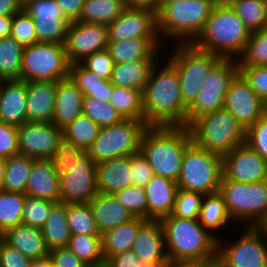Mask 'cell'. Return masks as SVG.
Returning a JSON list of instances; mask_svg holds the SVG:
<instances>
[{"mask_svg": "<svg viewBox=\"0 0 267 267\" xmlns=\"http://www.w3.org/2000/svg\"><path fill=\"white\" fill-rule=\"evenodd\" d=\"M142 97L148 126H187L188 106L182 100L177 69L169 61L158 74L153 67Z\"/></svg>", "mask_w": 267, "mask_h": 267, "instance_id": "cell-1", "label": "cell"}, {"mask_svg": "<svg viewBox=\"0 0 267 267\" xmlns=\"http://www.w3.org/2000/svg\"><path fill=\"white\" fill-rule=\"evenodd\" d=\"M192 142L187 126H148L140 153L148 160L154 175L177 181L187 146Z\"/></svg>", "mask_w": 267, "mask_h": 267, "instance_id": "cell-2", "label": "cell"}, {"mask_svg": "<svg viewBox=\"0 0 267 267\" xmlns=\"http://www.w3.org/2000/svg\"><path fill=\"white\" fill-rule=\"evenodd\" d=\"M251 32L225 0L214 6L205 27L192 44L221 59L243 54Z\"/></svg>", "mask_w": 267, "mask_h": 267, "instance_id": "cell-3", "label": "cell"}, {"mask_svg": "<svg viewBox=\"0 0 267 267\" xmlns=\"http://www.w3.org/2000/svg\"><path fill=\"white\" fill-rule=\"evenodd\" d=\"M167 255L170 261L193 262L217 251V240L208 233L198 219H186L172 215L161 219Z\"/></svg>", "mask_w": 267, "mask_h": 267, "instance_id": "cell-4", "label": "cell"}, {"mask_svg": "<svg viewBox=\"0 0 267 267\" xmlns=\"http://www.w3.org/2000/svg\"><path fill=\"white\" fill-rule=\"evenodd\" d=\"M218 2L219 0H182L162 4L156 12L158 34L161 32L165 36L185 39L183 43L191 44L204 29Z\"/></svg>", "mask_w": 267, "mask_h": 267, "instance_id": "cell-5", "label": "cell"}, {"mask_svg": "<svg viewBox=\"0 0 267 267\" xmlns=\"http://www.w3.org/2000/svg\"><path fill=\"white\" fill-rule=\"evenodd\" d=\"M188 128L196 145L221 156L246 143L247 130L225 108L200 116Z\"/></svg>", "mask_w": 267, "mask_h": 267, "instance_id": "cell-6", "label": "cell"}, {"mask_svg": "<svg viewBox=\"0 0 267 267\" xmlns=\"http://www.w3.org/2000/svg\"><path fill=\"white\" fill-rule=\"evenodd\" d=\"M222 176V156L192 141L185 150L176 182L179 189L208 195L219 192Z\"/></svg>", "mask_w": 267, "mask_h": 267, "instance_id": "cell-7", "label": "cell"}, {"mask_svg": "<svg viewBox=\"0 0 267 267\" xmlns=\"http://www.w3.org/2000/svg\"><path fill=\"white\" fill-rule=\"evenodd\" d=\"M219 193L231 218L250 219V226L267 222V180L253 183L221 180Z\"/></svg>", "mask_w": 267, "mask_h": 267, "instance_id": "cell-8", "label": "cell"}, {"mask_svg": "<svg viewBox=\"0 0 267 267\" xmlns=\"http://www.w3.org/2000/svg\"><path fill=\"white\" fill-rule=\"evenodd\" d=\"M148 128L145 121L124 119L121 123L100 127L88 154L97 164L140 152L141 139Z\"/></svg>", "mask_w": 267, "mask_h": 267, "instance_id": "cell-9", "label": "cell"}, {"mask_svg": "<svg viewBox=\"0 0 267 267\" xmlns=\"http://www.w3.org/2000/svg\"><path fill=\"white\" fill-rule=\"evenodd\" d=\"M69 72L64 44L37 42L24 47L20 80L58 81L69 77Z\"/></svg>", "mask_w": 267, "mask_h": 267, "instance_id": "cell-10", "label": "cell"}, {"mask_svg": "<svg viewBox=\"0 0 267 267\" xmlns=\"http://www.w3.org/2000/svg\"><path fill=\"white\" fill-rule=\"evenodd\" d=\"M180 42L169 62L177 69L182 100L189 106L198 95L210 70L221 58L196 48L192 43H182L181 39Z\"/></svg>", "mask_w": 267, "mask_h": 267, "instance_id": "cell-11", "label": "cell"}, {"mask_svg": "<svg viewBox=\"0 0 267 267\" xmlns=\"http://www.w3.org/2000/svg\"><path fill=\"white\" fill-rule=\"evenodd\" d=\"M220 59L205 78L195 100L187 107V127L202 115L223 108L230 82L239 72L238 62Z\"/></svg>", "mask_w": 267, "mask_h": 267, "instance_id": "cell-12", "label": "cell"}, {"mask_svg": "<svg viewBox=\"0 0 267 267\" xmlns=\"http://www.w3.org/2000/svg\"><path fill=\"white\" fill-rule=\"evenodd\" d=\"M60 202L67 205L87 204L98 193L96 163L87 152L59 176Z\"/></svg>", "mask_w": 267, "mask_h": 267, "instance_id": "cell-13", "label": "cell"}, {"mask_svg": "<svg viewBox=\"0 0 267 267\" xmlns=\"http://www.w3.org/2000/svg\"><path fill=\"white\" fill-rule=\"evenodd\" d=\"M262 237L267 239V231L263 226L249 225L235 244L222 248L217 240V251L228 267H267V244Z\"/></svg>", "mask_w": 267, "mask_h": 267, "instance_id": "cell-14", "label": "cell"}, {"mask_svg": "<svg viewBox=\"0 0 267 267\" xmlns=\"http://www.w3.org/2000/svg\"><path fill=\"white\" fill-rule=\"evenodd\" d=\"M23 9L33 18L38 42L65 44L70 22L56 0H26Z\"/></svg>", "mask_w": 267, "mask_h": 267, "instance_id": "cell-15", "label": "cell"}, {"mask_svg": "<svg viewBox=\"0 0 267 267\" xmlns=\"http://www.w3.org/2000/svg\"><path fill=\"white\" fill-rule=\"evenodd\" d=\"M222 172L221 180L241 183L267 180V159L243 143L222 156Z\"/></svg>", "mask_w": 267, "mask_h": 267, "instance_id": "cell-16", "label": "cell"}, {"mask_svg": "<svg viewBox=\"0 0 267 267\" xmlns=\"http://www.w3.org/2000/svg\"><path fill=\"white\" fill-rule=\"evenodd\" d=\"M223 108L228 110L246 130L264 115V101L252 90L240 72L230 82Z\"/></svg>", "mask_w": 267, "mask_h": 267, "instance_id": "cell-17", "label": "cell"}, {"mask_svg": "<svg viewBox=\"0 0 267 267\" xmlns=\"http://www.w3.org/2000/svg\"><path fill=\"white\" fill-rule=\"evenodd\" d=\"M65 51L70 64L81 63L94 52L108 46V26L84 22H71L65 41Z\"/></svg>", "mask_w": 267, "mask_h": 267, "instance_id": "cell-18", "label": "cell"}, {"mask_svg": "<svg viewBox=\"0 0 267 267\" xmlns=\"http://www.w3.org/2000/svg\"><path fill=\"white\" fill-rule=\"evenodd\" d=\"M62 137V130L52 122L26 121L18 126L19 154L35 159H50Z\"/></svg>", "mask_w": 267, "mask_h": 267, "instance_id": "cell-19", "label": "cell"}, {"mask_svg": "<svg viewBox=\"0 0 267 267\" xmlns=\"http://www.w3.org/2000/svg\"><path fill=\"white\" fill-rule=\"evenodd\" d=\"M156 12L146 8L126 7L108 25V42H118L131 38H157Z\"/></svg>", "mask_w": 267, "mask_h": 267, "instance_id": "cell-20", "label": "cell"}, {"mask_svg": "<svg viewBox=\"0 0 267 267\" xmlns=\"http://www.w3.org/2000/svg\"><path fill=\"white\" fill-rule=\"evenodd\" d=\"M165 243L161 220L147 219L139 227L131 250L146 263H167Z\"/></svg>", "mask_w": 267, "mask_h": 267, "instance_id": "cell-21", "label": "cell"}, {"mask_svg": "<svg viewBox=\"0 0 267 267\" xmlns=\"http://www.w3.org/2000/svg\"><path fill=\"white\" fill-rule=\"evenodd\" d=\"M84 95L69 76L57 81L52 123L63 130L83 113Z\"/></svg>", "mask_w": 267, "mask_h": 267, "instance_id": "cell-22", "label": "cell"}, {"mask_svg": "<svg viewBox=\"0 0 267 267\" xmlns=\"http://www.w3.org/2000/svg\"><path fill=\"white\" fill-rule=\"evenodd\" d=\"M57 81L26 82V121L52 122Z\"/></svg>", "mask_w": 267, "mask_h": 267, "instance_id": "cell-23", "label": "cell"}, {"mask_svg": "<svg viewBox=\"0 0 267 267\" xmlns=\"http://www.w3.org/2000/svg\"><path fill=\"white\" fill-rule=\"evenodd\" d=\"M178 189L177 182L173 179L154 175L144 187L147 197V219L161 220L171 215Z\"/></svg>", "mask_w": 267, "mask_h": 267, "instance_id": "cell-24", "label": "cell"}, {"mask_svg": "<svg viewBox=\"0 0 267 267\" xmlns=\"http://www.w3.org/2000/svg\"><path fill=\"white\" fill-rule=\"evenodd\" d=\"M26 107V81L5 80L0 89V122L21 126L26 122Z\"/></svg>", "mask_w": 267, "mask_h": 267, "instance_id": "cell-25", "label": "cell"}, {"mask_svg": "<svg viewBox=\"0 0 267 267\" xmlns=\"http://www.w3.org/2000/svg\"><path fill=\"white\" fill-rule=\"evenodd\" d=\"M99 193L114 194L133 185L130 156L113 158L96 164Z\"/></svg>", "mask_w": 267, "mask_h": 267, "instance_id": "cell-26", "label": "cell"}, {"mask_svg": "<svg viewBox=\"0 0 267 267\" xmlns=\"http://www.w3.org/2000/svg\"><path fill=\"white\" fill-rule=\"evenodd\" d=\"M25 194L60 202L59 176L50 159L34 160Z\"/></svg>", "mask_w": 267, "mask_h": 267, "instance_id": "cell-27", "label": "cell"}, {"mask_svg": "<svg viewBox=\"0 0 267 267\" xmlns=\"http://www.w3.org/2000/svg\"><path fill=\"white\" fill-rule=\"evenodd\" d=\"M89 205L101 235L134 218L133 215L117 201L113 194L98 192L97 195L91 199Z\"/></svg>", "mask_w": 267, "mask_h": 267, "instance_id": "cell-28", "label": "cell"}, {"mask_svg": "<svg viewBox=\"0 0 267 267\" xmlns=\"http://www.w3.org/2000/svg\"><path fill=\"white\" fill-rule=\"evenodd\" d=\"M5 242L30 259L47 257L48 249L40 228L19 224L3 233Z\"/></svg>", "mask_w": 267, "mask_h": 267, "instance_id": "cell-29", "label": "cell"}, {"mask_svg": "<svg viewBox=\"0 0 267 267\" xmlns=\"http://www.w3.org/2000/svg\"><path fill=\"white\" fill-rule=\"evenodd\" d=\"M159 42L158 38H131L108 42L106 49L113 58L114 64L137 60H156Z\"/></svg>", "mask_w": 267, "mask_h": 267, "instance_id": "cell-30", "label": "cell"}, {"mask_svg": "<svg viewBox=\"0 0 267 267\" xmlns=\"http://www.w3.org/2000/svg\"><path fill=\"white\" fill-rule=\"evenodd\" d=\"M155 60H137L128 63L114 64L111 84L114 86L135 89L143 93L156 65Z\"/></svg>", "mask_w": 267, "mask_h": 267, "instance_id": "cell-31", "label": "cell"}, {"mask_svg": "<svg viewBox=\"0 0 267 267\" xmlns=\"http://www.w3.org/2000/svg\"><path fill=\"white\" fill-rule=\"evenodd\" d=\"M146 220L147 219L134 217L127 223L121 224L103 233L101 235L102 251L105 261L119 253L131 250L139 227Z\"/></svg>", "mask_w": 267, "mask_h": 267, "instance_id": "cell-32", "label": "cell"}, {"mask_svg": "<svg viewBox=\"0 0 267 267\" xmlns=\"http://www.w3.org/2000/svg\"><path fill=\"white\" fill-rule=\"evenodd\" d=\"M41 230L49 250L67 247L71 238L67 223V204L62 202L55 203Z\"/></svg>", "mask_w": 267, "mask_h": 267, "instance_id": "cell-33", "label": "cell"}, {"mask_svg": "<svg viewBox=\"0 0 267 267\" xmlns=\"http://www.w3.org/2000/svg\"><path fill=\"white\" fill-rule=\"evenodd\" d=\"M69 76L77 84L84 97L109 102L113 92L110 81L99 78L81 63L70 64Z\"/></svg>", "mask_w": 267, "mask_h": 267, "instance_id": "cell-34", "label": "cell"}, {"mask_svg": "<svg viewBox=\"0 0 267 267\" xmlns=\"http://www.w3.org/2000/svg\"><path fill=\"white\" fill-rule=\"evenodd\" d=\"M34 160L22 154L9 157L5 163L3 190L25 194Z\"/></svg>", "mask_w": 267, "mask_h": 267, "instance_id": "cell-35", "label": "cell"}, {"mask_svg": "<svg viewBox=\"0 0 267 267\" xmlns=\"http://www.w3.org/2000/svg\"><path fill=\"white\" fill-rule=\"evenodd\" d=\"M126 1L85 0L79 22L109 25L126 8Z\"/></svg>", "mask_w": 267, "mask_h": 267, "instance_id": "cell-36", "label": "cell"}, {"mask_svg": "<svg viewBox=\"0 0 267 267\" xmlns=\"http://www.w3.org/2000/svg\"><path fill=\"white\" fill-rule=\"evenodd\" d=\"M251 32L267 28V0H225Z\"/></svg>", "mask_w": 267, "mask_h": 267, "instance_id": "cell-37", "label": "cell"}, {"mask_svg": "<svg viewBox=\"0 0 267 267\" xmlns=\"http://www.w3.org/2000/svg\"><path fill=\"white\" fill-rule=\"evenodd\" d=\"M109 103L124 119L144 121L142 92L113 85Z\"/></svg>", "mask_w": 267, "mask_h": 267, "instance_id": "cell-38", "label": "cell"}, {"mask_svg": "<svg viewBox=\"0 0 267 267\" xmlns=\"http://www.w3.org/2000/svg\"><path fill=\"white\" fill-rule=\"evenodd\" d=\"M24 47L13 37L0 39V77L4 80H20Z\"/></svg>", "mask_w": 267, "mask_h": 267, "instance_id": "cell-39", "label": "cell"}, {"mask_svg": "<svg viewBox=\"0 0 267 267\" xmlns=\"http://www.w3.org/2000/svg\"><path fill=\"white\" fill-rule=\"evenodd\" d=\"M230 218L224 198L219 192L203 196L198 220L206 230L219 229Z\"/></svg>", "mask_w": 267, "mask_h": 267, "instance_id": "cell-40", "label": "cell"}, {"mask_svg": "<svg viewBox=\"0 0 267 267\" xmlns=\"http://www.w3.org/2000/svg\"><path fill=\"white\" fill-rule=\"evenodd\" d=\"M100 127L87 115H79L71 124L62 130V136L73 142L82 151L88 152L98 136Z\"/></svg>", "mask_w": 267, "mask_h": 267, "instance_id": "cell-41", "label": "cell"}, {"mask_svg": "<svg viewBox=\"0 0 267 267\" xmlns=\"http://www.w3.org/2000/svg\"><path fill=\"white\" fill-rule=\"evenodd\" d=\"M67 248L86 265H95L105 261L101 235H71Z\"/></svg>", "mask_w": 267, "mask_h": 267, "instance_id": "cell-42", "label": "cell"}, {"mask_svg": "<svg viewBox=\"0 0 267 267\" xmlns=\"http://www.w3.org/2000/svg\"><path fill=\"white\" fill-rule=\"evenodd\" d=\"M26 194L0 191V233L23 223V204Z\"/></svg>", "mask_w": 267, "mask_h": 267, "instance_id": "cell-43", "label": "cell"}, {"mask_svg": "<svg viewBox=\"0 0 267 267\" xmlns=\"http://www.w3.org/2000/svg\"><path fill=\"white\" fill-rule=\"evenodd\" d=\"M67 223L71 235H101L89 203L67 205Z\"/></svg>", "mask_w": 267, "mask_h": 267, "instance_id": "cell-44", "label": "cell"}, {"mask_svg": "<svg viewBox=\"0 0 267 267\" xmlns=\"http://www.w3.org/2000/svg\"><path fill=\"white\" fill-rule=\"evenodd\" d=\"M83 114L87 115L99 127L116 125L124 120L109 102L89 97L83 99Z\"/></svg>", "mask_w": 267, "mask_h": 267, "instance_id": "cell-45", "label": "cell"}, {"mask_svg": "<svg viewBox=\"0 0 267 267\" xmlns=\"http://www.w3.org/2000/svg\"><path fill=\"white\" fill-rule=\"evenodd\" d=\"M239 66L267 65V28L253 32L247 41Z\"/></svg>", "mask_w": 267, "mask_h": 267, "instance_id": "cell-46", "label": "cell"}, {"mask_svg": "<svg viewBox=\"0 0 267 267\" xmlns=\"http://www.w3.org/2000/svg\"><path fill=\"white\" fill-rule=\"evenodd\" d=\"M55 203L26 195L23 204V224L42 229Z\"/></svg>", "mask_w": 267, "mask_h": 267, "instance_id": "cell-47", "label": "cell"}, {"mask_svg": "<svg viewBox=\"0 0 267 267\" xmlns=\"http://www.w3.org/2000/svg\"><path fill=\"white\" fill-rule=\"evenodd\" d=\"M113 195L133 217L147 219V197L144 187L131 185Z\"/></svg>", "mask_w": 267, "mask_h": 267, "instance_id": "cell-48", "label": "cell"}, {"mask_svg": "<svg viewBox=\"0 0 267 267\" xmlns=\"http://www.w3.org/2000/svg\"><path fill=\"white\" fill-rule=\"evenodd\" d=\"M84 153L73 142L62 137L56 147V151L50 158L53 168L58 176H61L69 171V167L74 165L79 157Z\"/></svg>", "mask_w": 267, "mask_h": 267, "instance_id": "cell-49", "label": "cell"}, {"mask_svg": "<svg viewBox=\"0 0 267 267\" xmlns=\"http://www.w3.org/2000/svg\"><path fill=\"white\" fill-rule=\"evenodd\" d=\"M202 194L178 189L171 215L186 219H198Z\"/></svg>", "mask_w": 267, "mask_h": 267, "instance_id": "cell-50", "label": "cell"}, {"mask_svg": "<svg viewBox=\"0 0 267 267\" xmlns=\"http://www.w3.org/2000/svg\"><path fill=\"white\" fill-rule=\"evenodd\" d=\"M10 36L23 47L38 42L33 18L24 9L13 16Z\"/></svg>", "mask_w": 267, "mask_h": 267, "instance_id": "cell-51", "label": "cell"}, {"mask_svg": "<svg viewBox=\"0 0 267 267\" xmlns=\"http://www.w3.org/2000/svg\"><path fill=\"white\" fill-rule=\"evenodd\" d=\"M84 60L85 61H81V64L85 68L93 72L101 79H104L106 81L111 80L114 61L107 49L94 52Z\"/></svg>", "mask_w": 267, "mask_h": 267, "instance_id": "cell-52", "label": "cell"}, {"mask_svg": "<svg viewBox=\"0 0 267 267\" xmlns=\"http://www.w3.org/2000/svg\"><path fill=\"white\" fill-rule=\"evenodd\" d=\"M239 72L248 81L252 90L263 100H267V65L239 66Z\"/></svg>", "mask_w": 267, "mask_h": 267, "instance_id": "cell-53", "label": "cell"}, {"mask_svg": "<svg viewBox=\"0 0 267 267\" xmlns=\"http://www.w3.org/2000/svg\"><path fill=\"white\" fill-rule=\"evenodd\" d=\"M246 144L267 159V117L263 115L246 132Z\"/></svg>", "mask_w": 267, "mask_h": 267, "instance_id": "cell-54", "label": "cell"}, {"mask_svg": "<svg viewBox=\"0 0 267 267\" xmlns=\"http://www.w3.org/2000/svg\"><path fill=\"white\" fill-rule=\"evenodd\" d=\"M19 154L18 127L0 122V157L8 159Z\"/></svg>", "mask_w": 267, "mask_h": 267, "instance_id": "cell-55", "label": "cell"}, {"mask_svg": "<svg viewBox=\"0 0 267 267\" xmlns=\"http://www.w3.org/2000/svg\"><path fill=\"white\" fill-rule=\"evenodd\" d=\"M133 185L145 187L154 177L148 160L139 152L130 156Z\"/></svg>", "mask_w": 267, "mask_h": 267, "instance_id": "cell-56", "label": "cell"}, {"mask_svg": "<svg viewBox=\"0 0 267 267\" xmlns=\"http://www.w3.org/2000/svg\"><path fill=\"white\" fill-rule=\"evenodd\" d=\"M110 267H164L166 263H146L132 251L119 253L107 261Z\"/></svg>", "mask_w": 267, "mask_h": 267, "instance_id": "cell-57", "label": "cell"}, {"mask_svg": "<svg viewBox=\"0 0 267 267\" xmlns=\"http://www.w3.org/2000/svg\"><path fill=\"white\" fill-rule=\"evenodd\" d=\"M49 258L53 267H85L86 264L67 247L50 250Z\"/></svg>", "mask_w": 267, "mask_h": 267, "instance_id": "cell-58", "label": "cell"}, {"mask_svg": "<svg viewBox=\"0 0 267 267\" xmlns=\"http://www.w3.org/2000/svg\"><path fill=\"white\" fill-rule=\"evenodd\" d=\"M31 261L32 259L24 256L19 250L3 242L0 267H30Z\"/></svg>", "mask_w": 267, "mask_h": 267, "instance_id": "cell-59", "label": "cell"}, {"mask_svg": "<svg viewBox=\"0 0 267 267\" xmlns=\"http://www.w3.org/2000/svg\"><path fill=\"white\" fill-rule=\"evenodd\" d=\"M63 9L65 18L71 23L80 19L85 0H56Z\"/></svg>", "mask_w": 267, "mask_h": 267, "instance_id": "cell-60", "label": "cell"}, {"mask_svg": "<svg viewBox=\"0 0 267 267\" xmlns=\"http://www.w3.org/2000/svg\"><path fill=\"white\" fill-rule=\"evenodd\" d=\"M194 267H228L225 259L216 251L214 254L201 260H195Z\"/></svg>", "mask_w": 267, "mask_h": 267, "instance_id": "cell-61", "label": "cell"}, {"mask_svg": "<svg viewBox=\"0 0 267 267\" xmlns=\"http://www.w3.org/2000/svg\"><path fill=\"white\" fill-rule=\"evenodd\" d=\"M23 9V3L20 0H0V15L14 16Z\"/></svg>", "mask_w": 267, "mask_h": 267, "instance_id": "cell-62", "label": "cell"}, {"mask_svg": "<svg viewBox=\"0 0 267 267\" xmlns=\"http://www.w3.org/2000/svg\"><path fill=\"white\" fill-rule=\"evenodd\" d=\"M126 6L131 8H146L157 12L160 7V0H126Z\"/></svg>", "mask_w": 267, "mask_h": 267, "instance_id": "cell-63", "label": "cell"}, {"mask_svg": "<svg viewBox=\"0 0 267 267\" xmlns=\"http://www.w3.org/2000/svg\"><path fill=\"white\" fill-rule=\"evenodd\" d=\"M12 19V16L0 15V39L10 36Z\"/></svg>", "mask_w": 267, "mask_h": 267, "instance_id": "cell-64", "label": "cell"}, {"mask_svg": "<svg viewBox=\"0 0 267 267\" xmlns=\"http://www.w3.org/2000/svg\"><path fill=\"white\" fill-rule=\"evenodd\" d=\"M30 267H52V263L49 256H47L39 259H32Z\"/></svg>", "mask_w": 267, "mask_h": 267, "instance_id": "cell-65", "label": "cell"}, {"mask_svg": "<svg viewBox=\"0 0 267 267\" xmlns=\"http://www.w3.org/2000/svg\"><path fill=\"white\" fill-rule=\"evenodd\" d=\"M164 267H194V262L168 260Z\"/></svg>", "mask_w": 267, "mask_h": 267, "instance_id": "cell-66", "label": "cell"}, {"mask_svg": "<svg viewBox=\"0 0 267 267\" xmlns=\"http://www.w3.org/2000/svg\"><path fill=\"white\" fill-rule=\"evenodd\" d=\"M5 158L0 157V191L3 190V183H4V174H5Z\"/></svg>", "mask_w": 267, "mask_h": 267, "instance_id": "cell-67", "label": "cell"}, {"mask_svg": "<svg viewBox=\"0 0 267 267\" xmlns=\"http://www.w3.org/2000/svg\"><path fill=\"white\" fill-rule=\"evenodd\" d=\"M85 267H110V266L107 264L106 261H103L95 265H86Z\"/></svg>", "mask_w": 267, "mask_h": 267, "instance_id": "cell-68", "label": "cell"}, {"mask_svg": "<svg viewBox=\"0 0 267 267\" xmlns=\"http://www.w3.org/2000/svg\"><path fill=\"white\" fill-rule=\"evenodd\" d=\"M5 241L3 233H0V257H1V250L3 247V242Z\"/></svg>", "mask_w": 267, "mask_h": 267, "instance_id": "cell-69", "label": "cell"}, {"mask_svg": "<svg viewBox=\"0 0 267 267\" xmlns=\"http://www.w3.org/2000/svg\"><path fill=\"white\" fill-rule=\"evenodd\" d=\"M172 1H182V0H160V6L162 4L168 3V2H172Z\"/></svg>", "mask_w": 267, "mask_h": 267, "instance_id": "cell-70", "label": "cell"}, {"mask_svg": "<svg viewBox=\"0 0 267 267\" xmlns=\"http://www.w3.org/2000/svg\"><path fill=\"white\" fill-rule=\"evenodd\" d=\"M264 115L267 117V100L264 101Z\"/></svg>", "mask_w": 267, "mask_h": 267, "instance_id": "cell-71", "label": "cell"}, {"mask_svg": "<svg viewBox=\"0 0 267 267\" xmlns=\"http://www.w3.org/2000/svg\"><path fill=\"white\" fill-rule=\"evenodd\" d=\"M4 81H5V80H4L3 78L0 77V89H1V86H2V84H3Z\"/></svg>", "mask_w": 267, "mask_h": 267, "instance_id": "cell-72", "label": "cell"}, {"mask_svg": "<svg viewBox=\"0 0 267 267\" xmlns=\"http://www.w3.org/2000/svg\"><path fill=\"white\" fill-rule=\"evenodd\" d=\"M263 227L266 229L267 231V222L263 225Z\"/></svg>", "mask_w": 267, "mask_h": 267, "instance_id": "cell-73", "label": "cell"}]
</instances>
